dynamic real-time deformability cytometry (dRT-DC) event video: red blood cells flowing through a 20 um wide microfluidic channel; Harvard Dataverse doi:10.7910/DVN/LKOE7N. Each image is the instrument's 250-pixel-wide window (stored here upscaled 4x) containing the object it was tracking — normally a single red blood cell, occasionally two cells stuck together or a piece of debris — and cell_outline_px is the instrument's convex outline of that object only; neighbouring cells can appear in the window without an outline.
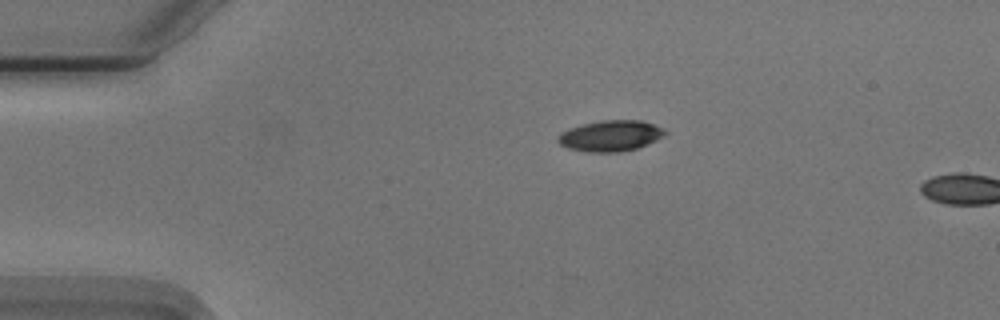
{"species": "Egyptian fruit bat (a non-hibernating species)", "species_latin": "Rousettus aegyptiacus", "temperature_condition": "cold", "stored_images_in_passage": 3, "camera_frame_rate_fps": 3000, "um_per_image_px": 0.085, "animal": {"sex": "male"}, "frame": {"image": 1, "passage_image": 1, "time_ms": 0.0, "image_size_px": [1000, 320], "cell_outline_px": [[668, 132], [664, 136], [656, 140], [636, 148], [620, 152], [588, 152], [568, 148], [560, 144], [556, 140], [556, 136], [560, 132], [568, 128], [600, 120], [640, 120], [664, 128]], "centroid_in_image_um": [51.87, 11.54], "position_along_channel_um": 33.1, "area_um2": 19.36}}